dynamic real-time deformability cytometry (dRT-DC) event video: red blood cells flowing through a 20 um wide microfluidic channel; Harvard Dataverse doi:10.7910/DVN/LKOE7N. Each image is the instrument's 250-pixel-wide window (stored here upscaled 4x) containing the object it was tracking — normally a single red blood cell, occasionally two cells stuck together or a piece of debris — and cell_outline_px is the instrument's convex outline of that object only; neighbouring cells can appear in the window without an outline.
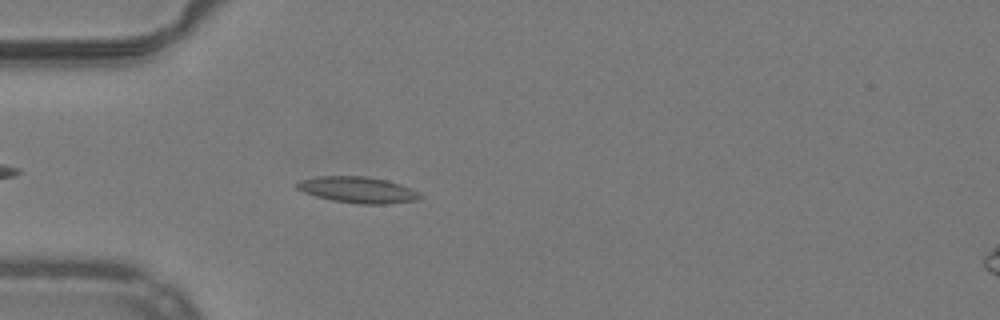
{"species": "common noctule bat (a hibernating species)", "species_latin": "Nyctalus noctula", "temperature_condition": "warm", "stored_images_in_passage": 42, "camera_frame_rate_fps": 3000, "um_per_image_px": 0.085, "animal": {"sex": "male", "body_mass_g": 19.2, "forearm_length_mm": 51.8}, "frame": {"image": 1, "passage_image": 5, "time_ms": 1.333, "image_size_px": [1000, 320], "cell_outline_px": [[424, 196], [416, 200], [384, 204], [360, 204], [332, 200], [316, 196], [304, 192], [296, 188], [292, 184], [300, 180], [316, 176], [364, 176], [388, 180], [400, 184], [420, 192]], "centroid_in_image_um": [30.39, 16.13], "position_along_channel_um": 54.6, "area_um2": 18.9}}
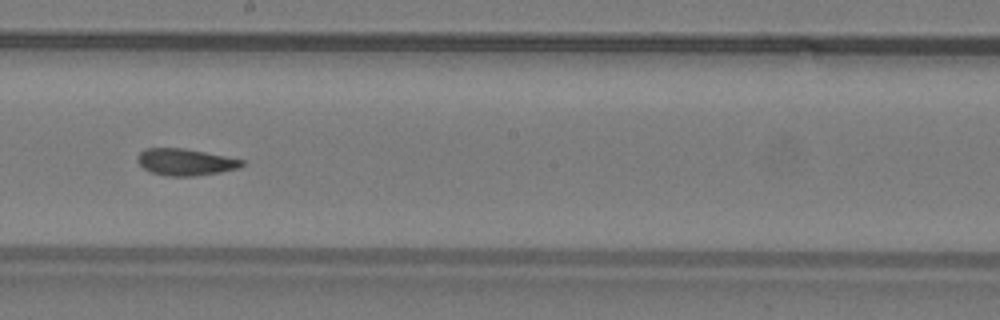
{"frame": {"image": 2, "passage_image": 19, "time_ms": 6.0, "image_size_px": [1000, 320], "cell_outline_px": [[244, 164], [240, 168], [220, 172], [196, 176], [168, 176], [152, 172], [144, 168], [136, 160], [136, 156], [144, 148], [184, 148], [244, 160]], "centroid_in_image_um": [15.74, 13.77], "position_along_channel_um": 232.5, "area_um2": 16.24}}
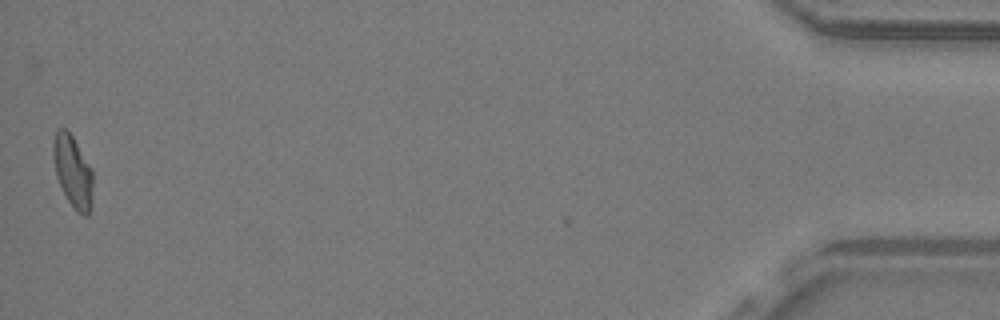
{"frame": {"image": 3, "passage_image": 41, "time_ms": 13.333, "image_size_px": [1000, 320], "cell_outline_px": [[92, 204], [88, 216], [84, 216], [76, 212], [68, 200], [56, 176], [52, 152], [52, 148], [56, 128], [68, 128], [92, 168]], "centroid_in_image_um": [6.19, 14.55], "position_along_channel_um": 429.0, "area_um2": 16.88}, "authors_computed_cell_mechanics": {"area_um2": 16.5308, "velocity_mm_per_s": 3.9689, "shape_relaxation_time_tau1_ms": null, "shape_relaxation_time_tau2_ms": 2.5545, "deformation_change_tau1": null, "deformation_change_tau2": 0.0842}}